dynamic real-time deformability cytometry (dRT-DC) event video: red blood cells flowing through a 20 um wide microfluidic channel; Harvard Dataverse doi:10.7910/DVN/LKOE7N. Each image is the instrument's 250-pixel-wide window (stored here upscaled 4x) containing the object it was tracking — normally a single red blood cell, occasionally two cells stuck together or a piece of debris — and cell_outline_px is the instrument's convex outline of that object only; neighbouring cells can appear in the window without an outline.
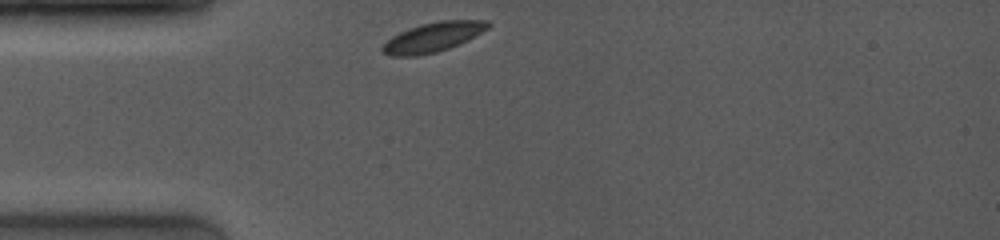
{"species": "common noctule bat (a hibernating species)", "species_latin": "Nyctalus noctula", "temperature_condition": "room temperature", "stored_images_in_passage": 42, "camera_frame_rate_fps": 4000, "um_per_image_px": 0.085, "animal": {"sex": "female", "body_mass_g": 19.0, "forearm_length_mm": 53.3}, "frame": {"image": 1, "passage_image": 1, "time_ms": 0.0, "image_size_px": [1000, 240], "cell_outline_px": [[492, 24], [488, 28], [448, 48], [436, 52], [416, 56], [388, 56], [380, 52], [380, 48], [392, 36], [408, 28], [420, 24], [440, 20], [488, 20]], "centroid_in_image_um": [36.73, 3.15], "position_along_channel_um": 48.3, "area_um2": 17.98}}
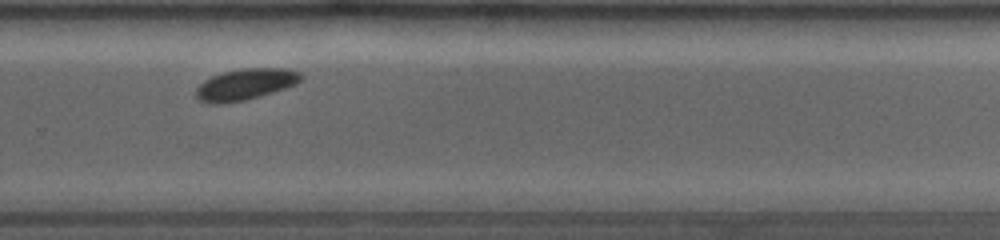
{"frame": {"image": 2, "passage_image": 30, "time_ms": 7.0, "image_size_px": [1000, 240], "cell_outline_px": [[304, 76], [296, 84], [260, 96], [244, 100], [216, 104], [208, 104], [200, 100], [196, 96], [196, 88], [204, 80], [212, 76], [224, 72], [240, 68], [288, 68], [300, 72]], "centroid_in_image_um": [20.86, 7.16], "position_along_channel_um": 308.9, "area_um2": 19.07}}
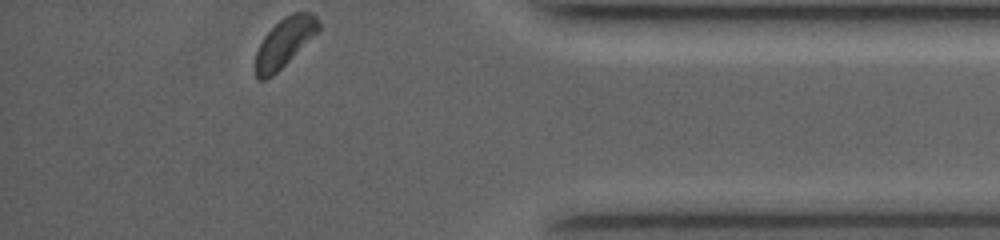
{"frame": {"image": 3, "passage_image": 42, "time_ms": 10.0, "image_size_px": [1000, 240], "cell_outline_px": [[320, 28], [272, 76], [264, 80], [260, 80], [256, 76], [256, 52], [264, 36], [284, 16], [292, 12], [312, 12], [316, 16], [320, 24]], "centroid_in_image_um": [24.17, 3.57], "position_along_channel_um": 411.0, "area_um2": 17.28}}